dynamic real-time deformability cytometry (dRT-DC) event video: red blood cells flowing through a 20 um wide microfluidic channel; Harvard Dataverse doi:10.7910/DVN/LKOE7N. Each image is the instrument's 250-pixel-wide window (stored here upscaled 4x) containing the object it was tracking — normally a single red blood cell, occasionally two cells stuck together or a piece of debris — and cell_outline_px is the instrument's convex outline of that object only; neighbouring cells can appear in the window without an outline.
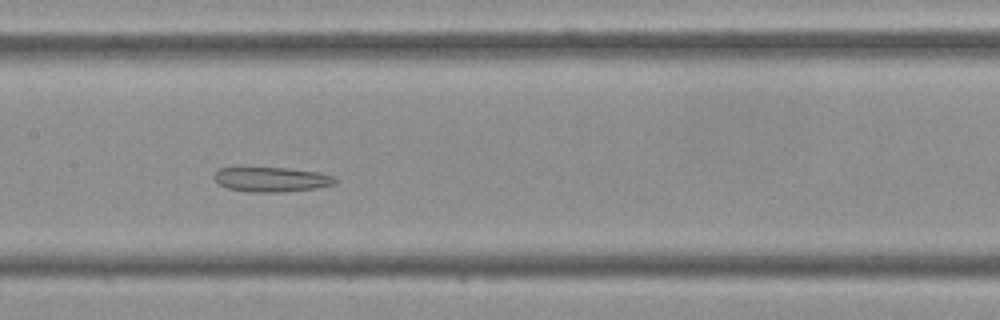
{"species": "Egyptian fruit bat (a non-hibernating species)", "species_latin": "Rousettus aegyptiacus", "temperature_condition": "cold", "stored_images_in_passage": 44, "camera_frame_rate_fps": 3000, "um_per_image_px": 0.085, "frame": {"image": 1, "passage_image": 21, "time_ms": 6.667, "image_size_px": [1000, 320], "cell_outline_px": [[336, 180], [332, 184], [312, 188], [280, 192], [248, 192], [228, 188], [220, 184], [212, 176], [220, 168], [288, 168], [320, 172], [336, 176]], "centroid_in_image_um": [23.07, 15.24], "position_along_channel_um": 184.3, "area_um2": 17.17}}
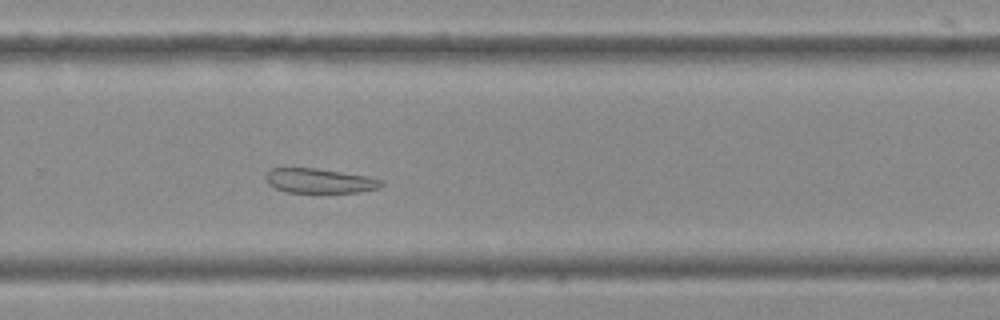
{"frame": {"image": 2, "passage_image": 29, "time_ms": 9.333, "image_size_px": [1000, 320], "cell_outline_px": [[384, 184], [380, 188], [360, 192], [284, 192], [268, 184], [264, 176], [272, 168], [316, 168], [364, 176], [384, 180]], "centroid_in_image_um": [27.16, 15.37], "position_along_channel_um": 302.6, "area_um2": 16.47}}
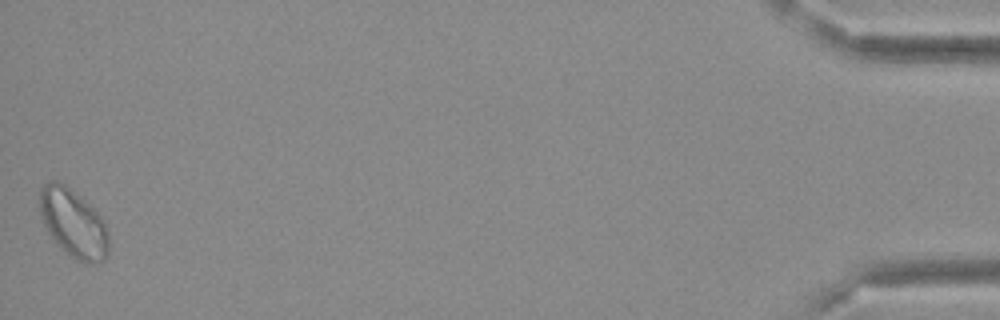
{"frame": {"image": 3, "passage_image": 44, "time_ms": 14.333, "image_size_px": [1000, 320], "cell_outline_px": [[108, 252], [104, 260], [96, 264], [84, 264], [76, 260], [64, 252], [56, 244], [48, 232], [40, 216], [36, 204], [40, 188], [44, 184], [52, 180], [56, 180], [64, 184], [84, 200], [104, 220], [108, 232]], "centroid_in_image_um": [6.19, 18.99], "position_along_channel_um": 429.0, "area_um2": 27.98}}